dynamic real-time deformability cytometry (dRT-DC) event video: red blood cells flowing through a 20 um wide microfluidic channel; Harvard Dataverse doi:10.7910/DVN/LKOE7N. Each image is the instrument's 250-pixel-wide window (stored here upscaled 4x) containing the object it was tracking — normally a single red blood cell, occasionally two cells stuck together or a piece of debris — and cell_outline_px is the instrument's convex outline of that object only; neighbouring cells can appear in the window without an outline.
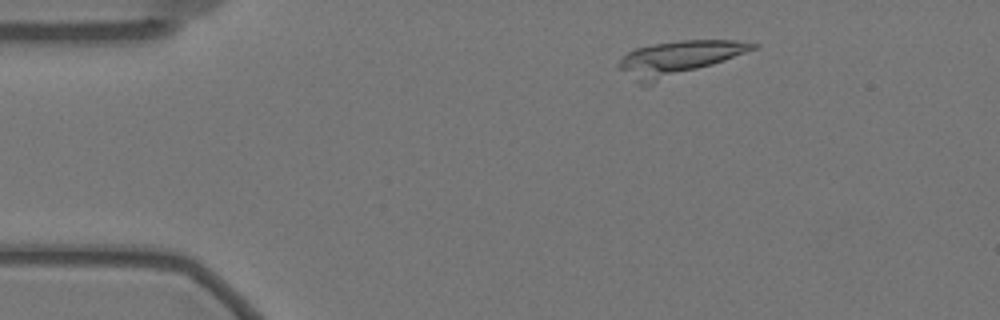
{"species": "Egyptian fruit bat (a non-hibernating species)", "species_latin": "Rousettus aegyptiacus", "temperature_condition": "warm", "stored_images_in_passage": 53, "camera_frame_rate_fps": 3000, "um_per_image_px": 0.085, "animal": {"sex": "female"}, "frame": {"image": 1, "passage_image": 6, "time_ms": 1.667, "image_size_px": [1000, 320], "cell_outline_px": [[760, 44], [756, 48], [724, 60], [712, 64], [648, 84], [640, 84], [620, 68], [616, 64], [628, 52], [636, 48], [652, 44], [680, 40], [736, 40]], "centroid_in_image_um": [57.66, 4.91], "position_along_channel_um": 27.3, "area_um2": 25.95}}
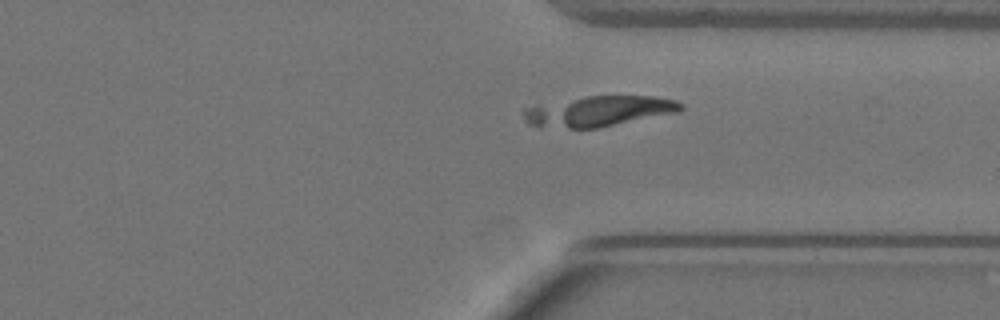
{"frame": {"image": 2, "passage_image": 40, "time_ms": 13.0, "image_size_px": [1000, 320], "cell_outline_px": [[684, 108], [680, 112], [600, 128], [568, 128], [528, 124], [524, 120], [524, 108], [536, 104], [588, 96], [652, 96], [676, 100], [684, 104]], "centroid_in_image_um": [50.95, 9.45], "position_along_channel_um": 360.4, "area_um2": 28.03}}
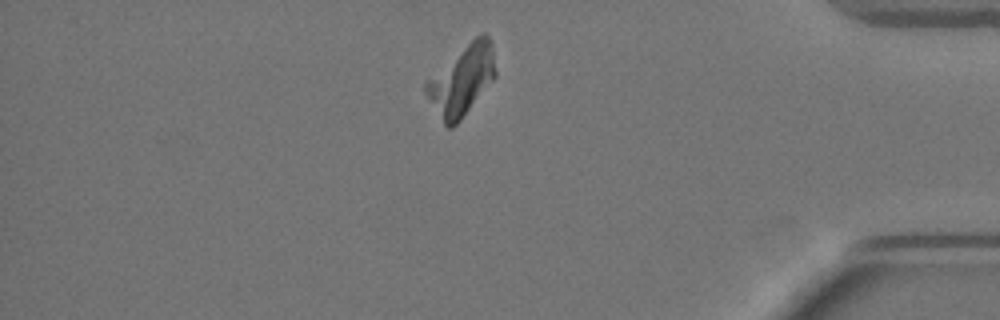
{"frame": {"image": 3, "passage_image": 46, "time_ms": 15.0, "image_size_px": [1000, 320], "cell_outline_px": [[496, 76], [460, 120], [452, 128], [448, 128], [444, 124], [424, 92], [424, 84], [428, 80], [480, 32], [484, 32], [488, 36], [492, 44], [496, 72]], "centroid_in_image_um": [39.28, 6.82], "position_along_channel_um": 395.9, "area_um2": 27.46}}